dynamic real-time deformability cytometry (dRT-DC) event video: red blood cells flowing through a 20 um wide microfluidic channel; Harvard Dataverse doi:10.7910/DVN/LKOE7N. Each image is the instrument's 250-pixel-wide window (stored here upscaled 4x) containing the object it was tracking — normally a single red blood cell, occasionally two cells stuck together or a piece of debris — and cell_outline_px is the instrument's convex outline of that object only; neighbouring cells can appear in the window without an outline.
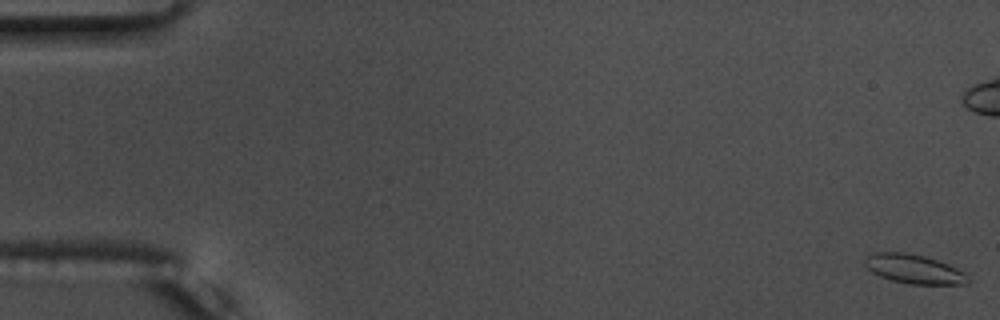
{"species": "common noctule bat (a hibernating species)", "species_latin": "Nyctalus noctula", "temperature_condition": "warm", "stored_images_in_passage": 16, "camera_frame_rate_fps": 3000, "um_per_image_px": 0.085, "animal": {"sex": "male", "body_mass_g": 17.5, "forearm_length_mm": 52.3}, "frame": {"image": 1, "passage_image": 1, "time_ms": 0.0, "image_size_px": [1000, 320], "cell_outline_px": [[972, 280], [968, 284], [908, 284], [892, 280], [880, 276], [872, 272], [864, 264], [864, 260], [868, 256], [876, 252], [904, 252], [924, 256], [948, 264], [964, 272]], "centroid_in_image_um": [77.72, 22.88], "position_along_channel_um": 7.3, "area_um2": 17.46}}